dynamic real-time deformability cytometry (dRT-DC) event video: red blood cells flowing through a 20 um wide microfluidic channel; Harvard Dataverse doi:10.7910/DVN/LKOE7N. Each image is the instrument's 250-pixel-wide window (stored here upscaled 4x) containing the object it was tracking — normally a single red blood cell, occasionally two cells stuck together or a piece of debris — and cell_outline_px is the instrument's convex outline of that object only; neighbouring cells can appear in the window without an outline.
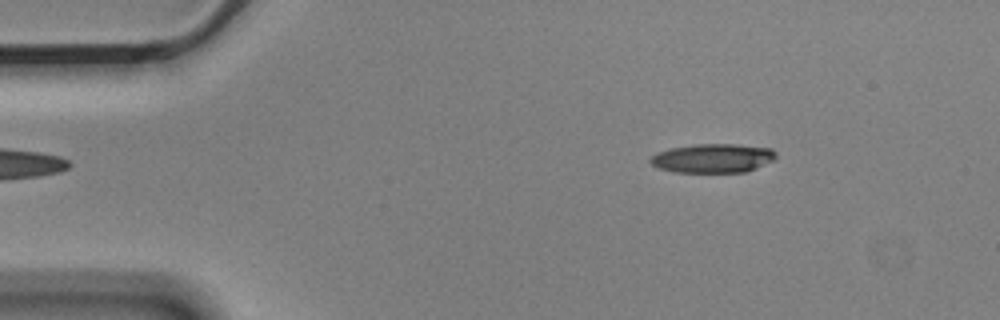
{"species": "Egyptian fruit bat (a non-hibernating species)", "species_latin": "Rousettus aegyptiacus", "temperature_condition": "cold", "stored_images_in_passage": 4, "camera_frame_rate_fps": 3000, "um_per_image_px": 0.085, "animal": {"sex": "male"}, "frame": {"image": 1, "passage_image": 2, "time_ms": 0.333, "image_size_px": [1000, 320], "cell_outline_px": [[776, 156], [772, 160], [744, 172], [672, 172], [660, 168], [652, 164], [648, 160], [656, 152], [672, 148], [692, 144], [736, 144], [772, 148], [776, 152]], "centroid_in_image_um": [60.56, 13.44], "position_along_channel_um": 24.4, "area_um2": 21.1}}
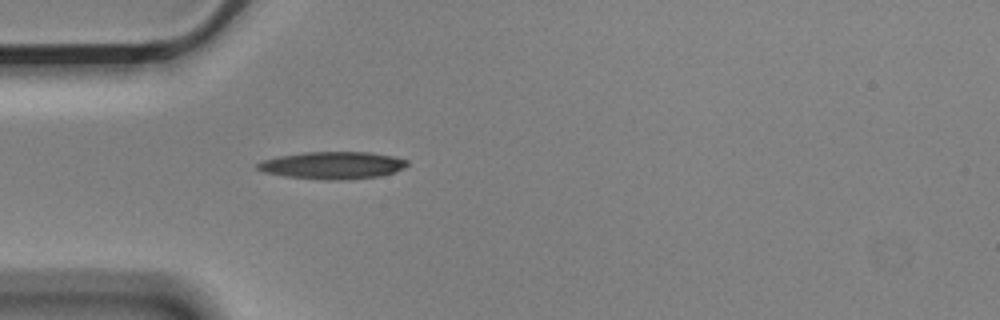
{"frame": {"image": 2, "passage_image": 4, "time_ms": 1.0, "image_size_px": [1000, 320], "cell_outline_px": [[408, 164], [404, 168], [396, 172], [380, 176], [348, 180], [324, 180], [284, 176], [264, 172], [256, 168], [256, 164], [264, 160], [280, 156], [304, 152], [372, 152], [392, 156], [408, 160]], "centroid_in_image_um": [28.3, 14.06], "position_along_channel_um": 56.7, "area_um2": 23.99}}